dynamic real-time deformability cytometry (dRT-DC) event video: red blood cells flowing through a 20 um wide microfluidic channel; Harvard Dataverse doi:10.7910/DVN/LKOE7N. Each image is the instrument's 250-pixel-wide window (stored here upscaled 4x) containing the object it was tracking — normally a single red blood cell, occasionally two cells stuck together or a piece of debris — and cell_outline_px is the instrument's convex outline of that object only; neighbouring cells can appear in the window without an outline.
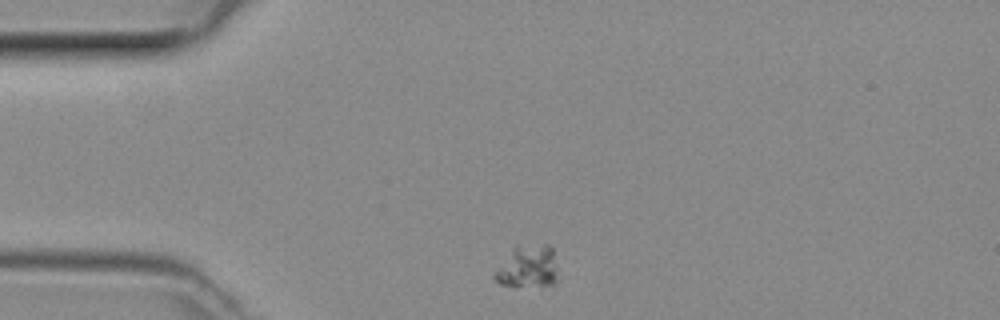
{"species": "common noctule bat (a hibernating species)", "species_latin": "Nyctalus noctula", "temperature_condition": "room temperature", "stored_images_in_passage": 40, "camera_frame_rate_fps": 3000, "um_per_image_px": 0.085, "animal": {"sex": "female", "body_mass_g": 29.2, "forearm_length_mm": 56.3}, "frame": {"image": 1, "passage_image": 1, "time_ms": 0.0, "image_size_px": [1000, 320], "cell_outline_px": [[560, 280], [552, 288], [512, 288], [500, 284], [492, 276], [512, 248], [516, 244], [548, 244], [552, 248]], "centroid_in_image_um": [44.93, 22.74], "position_along_channel_um": 40.1, "area_um2": 16.88}}
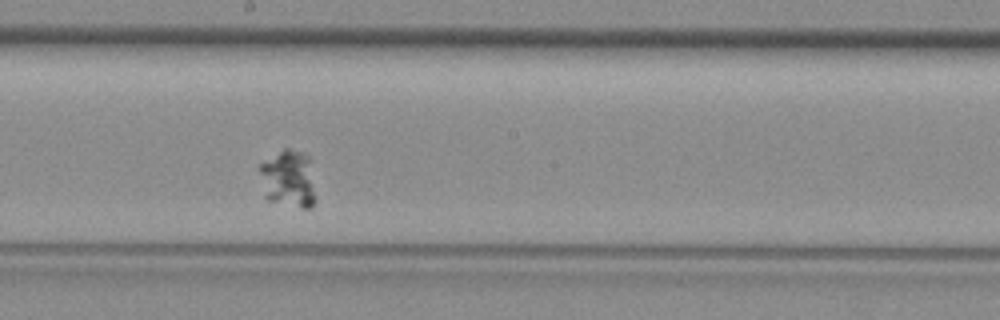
{"frame": {"image": 2, "passage_image": 17, "time_ms": 5.333, "image_size_px": [1000, 320], "cell_outline_px": [[316, 200], [308, 208], [300, 208], [268, 200], [264, 196], [256, 168], [260, 164], [284, 148], [288, 148], [304, 152], [308, 156], [316, 196]], "centroid_in_image_um": [24.47, 15.2], "position_along_channel_um": 223.7, "area_um2": 19.13}}
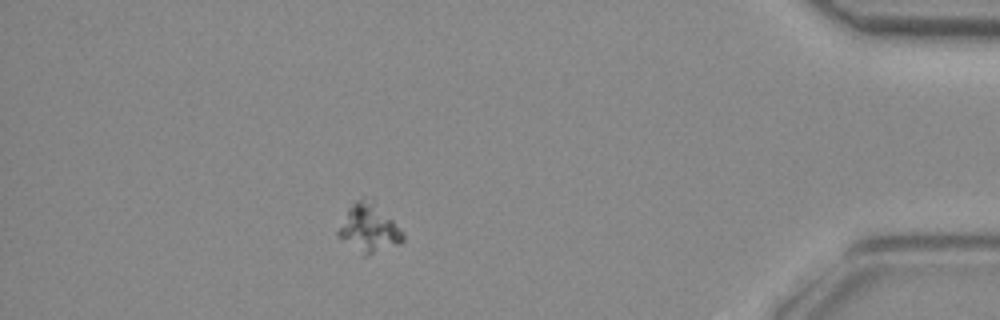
{"frame": {"image": 3, "passage_image": 34, "time_ms": 11.0, "image_size_px": [1000, 320], "cell_outline_px": [[404, 240], [400, 244], [368, 256], [364, 256], [340, 236], [336, 232], [348, 208], [356, 200], [372, 200], [404, 232]], "centroid_in_image_um": [31.39, 19.43], "position_along_channel_um": 403.8, "area_um2": 17.69}}